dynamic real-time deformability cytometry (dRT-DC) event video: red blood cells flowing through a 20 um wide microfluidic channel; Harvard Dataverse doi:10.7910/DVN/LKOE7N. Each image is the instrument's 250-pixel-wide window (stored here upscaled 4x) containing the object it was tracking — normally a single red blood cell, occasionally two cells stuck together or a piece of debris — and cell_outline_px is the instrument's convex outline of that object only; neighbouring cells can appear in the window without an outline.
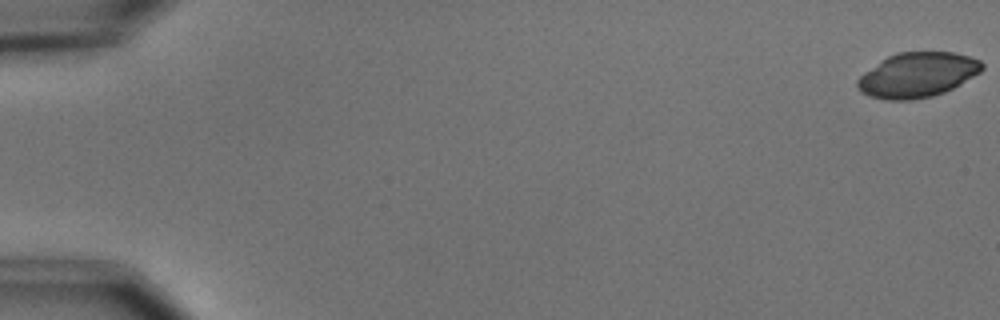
{"species": "common noctule bat (a hibernating species)", "species_latin": "Nyctalus noctula", "temperature_condition": "cold", "stored_images_in_passage": 5, "camera_frame_rate_fps": 3000, "um_per_image_px": 0.085, "animal": {"sex": "male", "body_mass_g": 15.6}, "frame": {"image": 1, "passage_image": 1, "time_ms": 0.0, "image_size_px": [1000, 320], "cell_outline_px": [[984, 68], [980, 72], [960, 84], [944, 92], [932, 96], [912, 100], [888, 100], [868, 96], [860, 92], [856, 88], [856, 80], [864, 72], [880, 60], [896, 52], [952, 52], [968, 56], [980, 60], [984, 64]], "centroid_in_image_um": [77.94, 6.37], "position_along_channel_um": 7.1, "area_um2": 32.71}}